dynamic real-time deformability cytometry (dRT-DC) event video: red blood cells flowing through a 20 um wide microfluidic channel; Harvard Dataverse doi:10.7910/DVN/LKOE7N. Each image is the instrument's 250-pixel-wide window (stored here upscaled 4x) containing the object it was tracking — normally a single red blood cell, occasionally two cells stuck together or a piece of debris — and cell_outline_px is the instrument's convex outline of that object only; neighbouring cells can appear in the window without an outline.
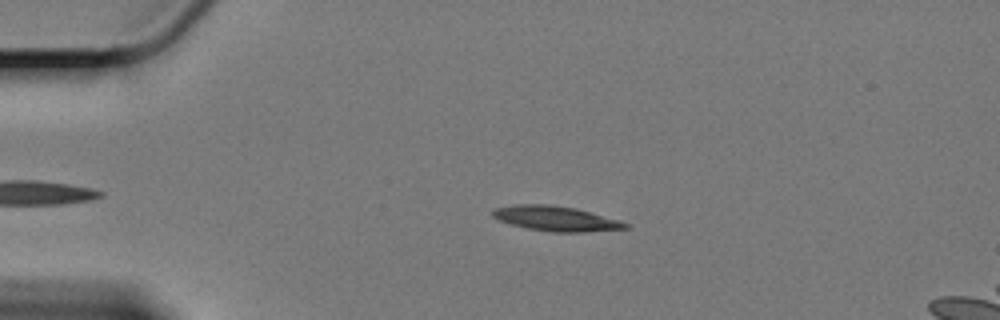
{"species": "Egyptian fruit bat (a non-hibernating species)", "species_latin": "Rousettus aegyptiacus", "temperature_condition": "cold", "stored_images_in_passage": 51, "camera_frame_rate_fps": 3000, "um_per_image_px": 0.085, "animal": {"sex": "female"}, "frame": {"image": 1, "passage_image": 11, "time_ms": 3.333, "image_size_px": [1000, 320], "cell_outline_px": [[632, 228], [584, 232], [552, 232], [528, 228], [512, 224], [500, 220], [492, 216], [492, 208], [512, 204], [552, 204], [576, 208], [620, 220], [632, 224]], "centroid_in_image_um": [47.3, 18.57], "position_along_channel_um": 37.7, "area_um2": 19.54}}
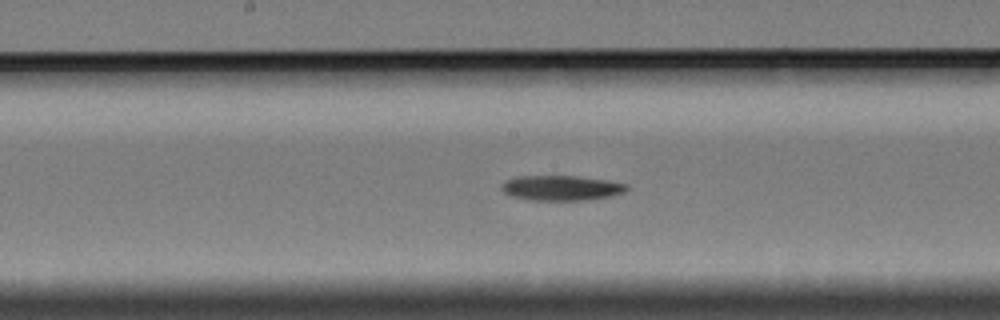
{"frame": {"image": 2, "passage_image": 29, "time_ms": 9.333, "image_size_px": [1000, 320], "cell_outline_px": [[628, 188], [624, 192], [608, 196], [580, 200], [528, 200], [512, 196], [504, 192], [500, 188], [500, 184], [504, 180], [516, 176], [576, 176], [608, 180], [628, 184]], "centroid_in_image_um": [47.65, 15.96], "position_along_channel_um": 200.6, "area_um2": 18.26}}
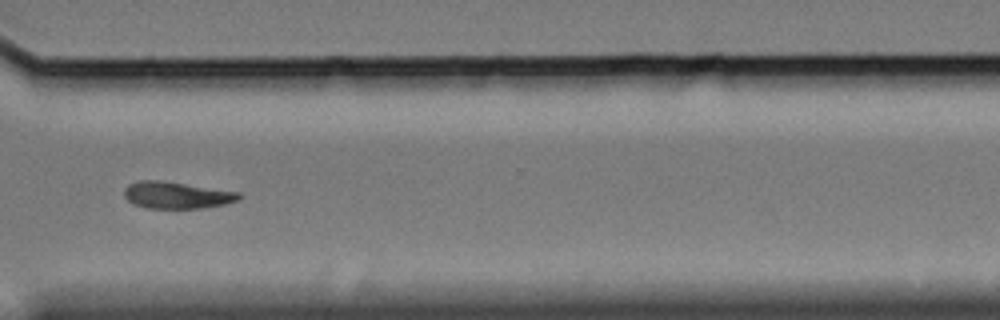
{"frame": {"image": 3, "passage_image": 43, "time_ms": 14.0, "image_size_px": [1000, 320], "cell_outline_px": [[244, 196], [240, 200], [224, 204], [204, 208], [148, 208], [136, 204], [128, 200], [124, 196], [124, 188], [128, 184], [140, 180], [160, 180], [240, 192]], "centroid_in_image_um": [15.05, 16.58], "position_along_channel_um": 355.5, "area_um2": 17.98}, "authors_computed_cell_mechanics": {"area_um2": 18.2648, "velocity_mm_per_s": 3.3388, "shape_relaxation_time_tau1_ms": 8.2264, "shape_relaxation_time_tau2_ms": null, "deformation_change_tau1": 0.1533, "deformation_change_tau2": null}}